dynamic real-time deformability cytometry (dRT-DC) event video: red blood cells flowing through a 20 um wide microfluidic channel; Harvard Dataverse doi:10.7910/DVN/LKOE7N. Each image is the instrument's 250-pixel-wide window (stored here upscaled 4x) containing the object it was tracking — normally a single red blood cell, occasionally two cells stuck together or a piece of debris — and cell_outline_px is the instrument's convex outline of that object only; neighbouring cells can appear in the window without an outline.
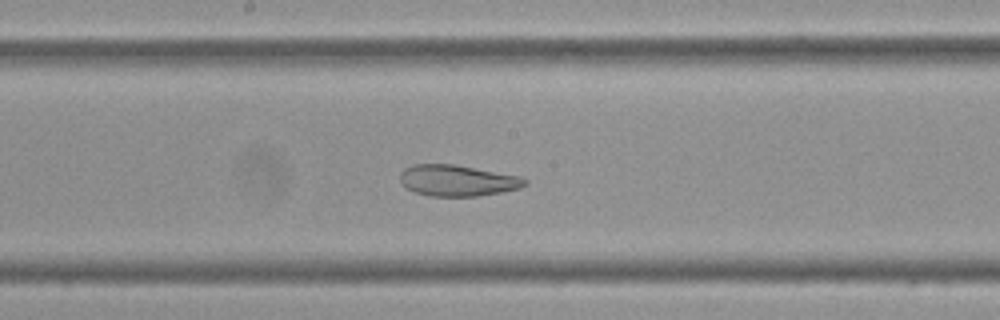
{"species": "Egyptian fruit bat (a non-hibernating species)", "species_latin": "Rousettus aegyptiacus", "temperature_condition": "cold", "stored_images_in_passage": 34, "camera_frame_rate_fps": 3000, "um_per_image_px": 0.085, "frame": {"image": 1, "passage_image": 13, "time_ms": 4.0, "image_size_px": [1000, 320], "cell_outline_px": [[528, 184], [520, 188], [500, 192], [476, 196], [428, 196], [416, 192], [400, 184], [400, 172], [404, 168], [412, 164], [452, 164], [520, 176], [528, 180]], "centroid_in_image_um": [38.86, 15.34], "position_along_channel_um": 209.3, "area_um2": 22.66}}
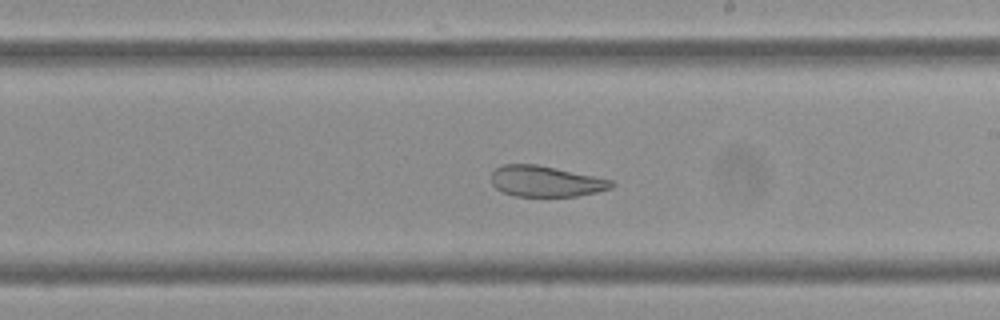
{"frame": {"image": 2, "passage_image": 16, "time_ms": 5.0, "image_size_px": [1000, 320], "cell_outline_px": [[616, 184], [612, 188], [596, 192], [576, 196], [516, 196], [504, 192], [496, 188], [492, 184], [492, 172], [496, 168], [504, 164], [536, 164], [612, 180]], "centroid_in_image_um": [46.39, 15.41], "position_along_channel_um": 242.6, "area_um2": 21.39}}
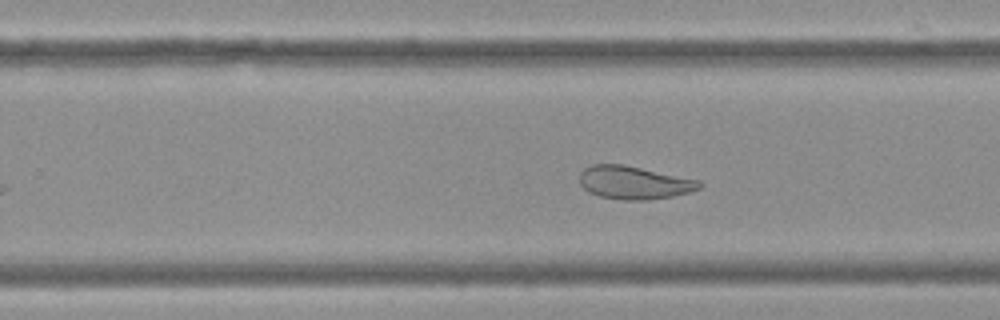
{"frame": {"image": 3, "passage_image": 19, "time_ms": 6.0, "image_size_px": [1000, 320], "cell_outline_px": [[704, 184], [700, 188], [688, 192], [672, 196], [644, 200], [624, 200], [600, 196], [588, 192], [580, 184], [580, 172], [584, 168], [592, 164], [624, 164], [700, 180]], "centroid_in_image_um": [53.89, 15.51], "position_along_channel_um": 275.9, "area_um2": 23.12}}